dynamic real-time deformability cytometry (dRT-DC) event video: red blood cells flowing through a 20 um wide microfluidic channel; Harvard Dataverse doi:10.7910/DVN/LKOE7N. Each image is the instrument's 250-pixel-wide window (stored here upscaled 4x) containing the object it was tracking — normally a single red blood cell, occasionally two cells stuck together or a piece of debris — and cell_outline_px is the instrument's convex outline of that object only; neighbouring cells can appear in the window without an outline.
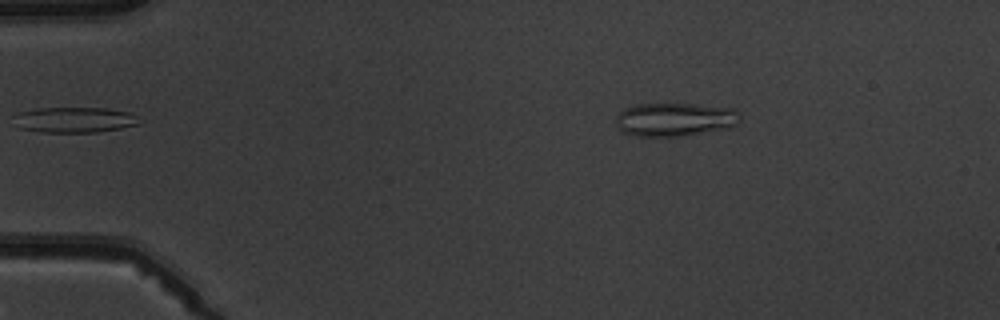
{"species": "common noctule bat (a hibernating species)", "species_latin": "Nyctalus noctula", "temperature_condition": "warm", "stored_images_in_passage": 3, "segment_of_instrument_passage": [1, 2], "camera_frame_rate_fps": 3000, "um_per_image_px": 0.085, "animal": {"sex": "male", "body_mass_g": 19.5, "forearm_length_mm": 54.6}, "frame": {"image": 1, "passage_image": 2, "time_ms": 1.0, "image_size_px": [1000, 320], "cell_outline_px": [[140, 124], [120, 128], [96, 132], [40, 132], [20, 128], [20, 112], [36, 108], [108, 108], [128, 112], [136, 116]], "centroid_in_image_um": [6.44, 10.18], "position_along_channel_um": 78.6, "area_um2": 18.09}}